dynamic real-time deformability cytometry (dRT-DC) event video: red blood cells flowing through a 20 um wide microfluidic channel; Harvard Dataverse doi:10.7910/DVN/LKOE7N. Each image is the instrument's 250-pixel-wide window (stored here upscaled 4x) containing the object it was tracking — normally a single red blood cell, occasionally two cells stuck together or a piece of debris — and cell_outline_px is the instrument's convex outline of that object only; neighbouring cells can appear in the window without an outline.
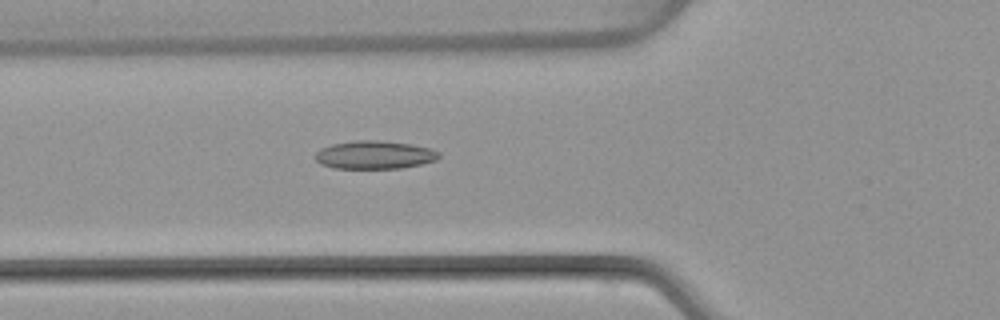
{"species": "common noctule bat (a hibernating species)", "species_latin": "Nyctalus noctula", "temperature_condition": "warm", "stored_images_in_passage": 51, "camera_frame_rate_fps": 3000, "um_per_image_px": 0.085, "animal": {"sex": "female", "body_mass_g": 22.7, "forearm_length_mm": 54.2}, "frame": {"image": 1, "passage_image": 19, "time_ms": 6.0, "image_size_px": [1000, 320], "cell_outline_px": [[440, 156], [436, 160], [420, 164], [400, 168], [332, 168], [320, 164], [316, 160], [316, 152], [320, 148], [332, 144], [356, 140], [380, 140], [412, 144], [432, 148], [440, 152]], "centroid_in_image_um": [31.84, 13.15], "position_along_channel_um": 94.0, "area_um2": 20.4}}
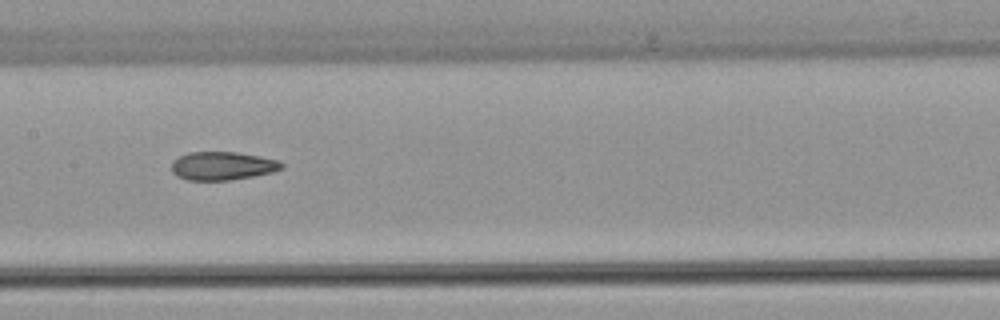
{"frame": {"image": 2, "passage_image": 26, "time_ms": 8.333, "image_size_px": [1000, 320], "cell_outline_px": [[284, 168], [272, 172], [252, 176], [228, 180], [188, 180], [176, 176], [172, 172], [172, 160], [188, 152], [236, 152], [260, 156], [276, 160], [284, 164]], "centroid_in_image_um": [18.89, 14.09], "position_along_channel_um": 188.5, "area_um2": 18.15}}
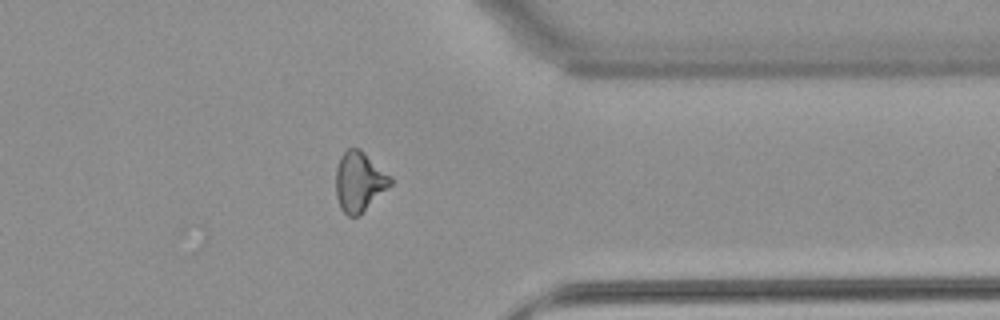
{"frame": {"image": 3, "passage_image": 41, "time_ms": 13.333, "image_size_px": [1000, 320], "cell_outline_px": [[392, 184], [388, 188], [356, 216], [348, 216], [340, 208], [336, 196], [336, 168], [340, 156], [348, 148], [360, 148], [392, 176]], "centroid_in_image_um": [30.53, 15.4], "position_along_channel_um": 380.9, "area_um2": 18.9}, "authors_computed_cell_mechanics": {"area_um2": 19.5942, "velocity_mm_per_s": 4.0288, "shape_relaxation_time_tau1_ms": null, "shape_relaxation_time_tau2_ms": 4.5182, "deformation_change_tau1": null, "deformation_change_tau2": 0.1156}}